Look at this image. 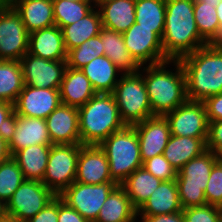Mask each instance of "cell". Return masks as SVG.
Masks as SVG:
<instances>
[{
  "label": "cell",
  "mask_w": 222,
  "mask_h": 222,
  "mask_svg": "<svg viewBox=\"0 0 222 222\" xmlns=\"http://www.w3.org/2000/svg\"><path fill=\"white\" fill-rule=\"evenodd\" d=\"M5 3L0 1V8L4 5Z\"/></svg>",
  "instance_id": "cell-54"
},
{
  "label": "cell",
  "mask_w": 222,
  "mask_h": 222,
  "mask_svg": "<svg viewBox=\"0 0 222 222\" xmlns=\"http://www.w3.org/2000/svg\"><path fill=\"white\" fill-rule=\"evenodd\" d=\"M186 79L190 101L204 102L222 93V47L207 44L179 59Z\"/></svg>",
  "instance_id": "cell-2"
},
{
  "label": "cell",
  "mask_w": 222,
  "mask_h": 222,
  "mask_svg": "<svg viewBox=\"0 0 222 222\" xmlns=\"http://www.w3.org/2000/svg\"><path fill=\"white\" fill-rule=\"evenodd\" d=\"M29 35L20 15L5 3L0 8V60L20 61L28 52Z\"/></svg>",
  "instance_id": "cell-11"
},
{
  "label": "cell",
  "mask_w": 222,
  "mask_h": 222,
  "mask_svg": "<svg viewBox=\"0 0 222 222\" xmlns=\"http://www.w3.org/2000/svg\"><path fill=\"white\" fill-rule=\"evenodd\" d=\"M205 3L214 4V7L220 2V0H202Z\"/></svg>",
  "instance_id": "cell-50"
},
{
  "label": "cell",
  "mask_w": 222,
  "mask_h": 222,
  "mask_svg": "<svg viewBox=\"0 0 222 222\" xmlns=\"http://www.w3.org/2000/svg\"><path fill=\"white\" fill-rule=\"evenodd\" d=\"M96 7L102 27L123 34L135 23V0H99Z\"/></svg>",
  "instance_id": "cell-23"
},
{
  "label": "cell",
  "mask_w": 222,
  "mask_h": 222,
  "mask_svg": "<svg viewBox=\"0 0 222 222\" xmlns=\"http://www.w3.org/2000/svg\"><path fill=\"white\" fill-rule=\"evenodd\" d=\"M75 181L84 184L115 182L110 175L106 154L99 145L80 147Z\"/></svg>",
  "instance_id": "cell-18"
},
{
  "label": "cell",
  "mask_w": 222,
  "mask_h": 222,
  "mask_svg": "<svg viewBox=\"0 0 222 222\" xmlns=\"http://www.w3.org/2000/svg\"><path fill=\"white\" fill-rule=\"evenodd\" d=\"M5 213L4 204L0 201V217Z\"/></svg>",
  "instance_id": "cell-51"
},
{
  "label": "cell",
  "mask_w": 222,
  "mask_h": 222,
  "mask_svg": "<svg viewBox=\"0 0 222 222\" xmlns=\"http://www.w3.org/2000/svg\"><path fill=\"white\" fill-rule=\"evenodd\" d=\"M59 91L62 104L77 108L86 104L96 94L84 73L70 67L65 70Z\"/></svg>",
  "instance_id": "cell-24"
},
{
  "label": "cell",
  "mask_w": 222,
  "mask_h": 222,
  "mask_svg": "<svg viewBox=\"0 0 222 222\" xmlns=\"http://www.w3.org/2000/svg\"><path fill=\"white\" fill-rule=\"evenodd\" d=\"M162 46L168 60H179L208 43L194 18V0H166Z\"/></svg>",
  "instance_id": "cell-3"
},
{
  "label": "cell",
  "mask_w": 222,
  "mask_h": 222,
  "mask_svg": "<svg viewBox=\"0 0 222 222\" xmlns=\"http://www.w3.org/2000/svg\"><path fill=\"white\" fill-rule=\"evenodd\" d=\"M78 113L82 145H100L112 133L126 126L112 93H96L78 108Z\"/></svg>",
  "instance_id": "cell-4"
},
{
  "label": "cell",
  "mask_w": 222,
  "mask_h": 222,
  "mask_svg": "<svg viewBox=\"0 0 222 222\" xmlns=\"http://www.w3.org/2000/svg\"><path fill=\"white\" fill-rule=\"evenodd\" d=\"M204 192L207 205L222 208V158L213 165Z\"/></svg>",
  "instance_id": "cell-38"
},
{
  "label": "cell",
  "mask_w": 222,
  "mask_h": 222,
  "mask_svg": "<svg viewBox=\"0 0 222 222\" xmlns=\"http://www.w3.org/2000/svg\"><path fill=\"white\" fill-rule=\"evenodd\" d=\"M142 167L161 181H171L177 178L178 171L168 162L163 154L144 161Z\"/></svg>",
  "instance_id": "cell-40"
},
{
  "label": "cell",
  "mask_w": 222,
  "mask_h": 222,
  "mask_svg": "<svg viewBox=\"0 0 222 222\" xmlns=\"http://www.w3.org/2000/svg\"><path fill=\"white\" fill-rule=\"evenodd\" d=\"M24 180V175L12 156L0 164V201L4 205Z\"/></svg>",
  "instance_id": "cell-37"
},
{
  "label": "cell",
  "mask_w": 222,
  "mask_h": 222,
  "mask_svg": "<svg viewBox=\"0 0 222 222\" xmlns=\"http://www.w3.org/2000/svg\"><path fill=\"white\" fill-rule=\"evenodd\" d=\"M164 28H145L134 23L126 32L123 39L128 52L141 65H155L168 59L162 46Z\"/></svg>",
  "instance_id": "cell-12"
},
{
  "label": "cell",
  "mask_w": 222,
  "mask_h": 222,
  "mask_svg": "<svg viewBox=\"0 0 222 222\" xmlns=\"http://www.w3.org/2000/svg\"><path fill=\"white\" fill-rule=\"evenodd\" d=\"M14 115V104L0 101V135H7Z\"/></svg>",
  "instance_id": "cell-45"
},
{
  "label": "cell",
  "mask_w": 222,
  "mask_h": 222,
  "mask_svg": "<svg viewBox=\"0 0 222 222\" xmlns=\"http://www.w3.org/2000/svg\"><path fill=\"white\" fill-rule=\"evenodd\" d=\"M101 42L104 47V55L108 57L123 74L139 72L142 66L128 52L122 33L102 27Z\"/></svg>",
  "instance_id": "cell-26"
},
{
  "label": "cell",
  "mask_w": 222,
  "mask_h": 222,
  "mask_svg": "<svg viewBox=\"0 0 222 222\" xmlns=\"http://www.w3.org/2000/svg\"><path fill=\"white\" fill-rule=\"evenodd\" d=\"M217 18L220 24V41L222 39V0L216 5Z\"/></svg>",
  "instance_id": "cell-48"
},
{
  "label": "cell",
  "mask_w": 222,
  "mask_h": 222,
  "mask_svg": "<svg viewBox=\"0 0 222 222\" xmlns=\"http://www.w3.org/2000/svg\"><path fill=\"white\" fill-rule=\"evenodd\" d=\"M117 186L116 182L84 184L74 181L59 197L88 222H95L107 197Z\"/></svg>",
  "instance_id": "cell-9"
},
{
  "label": "cell",
  "mask_w": 222,
  "mask_h": 222,
  "mask_svg": "<svg viewBox=\"0 0 222 222\" xmlns=\"http://www.w3.org/2000/svg\"><path fill=\"white\" fill-rule=\"evenodd\" d=\"M10 157L7 135H0V164Z\"/></svg>",
  "instance_id": "cell-47"
},
{
  "label": "cell",
  "mask_w": 222,
  "mask_h": 222,
  "mask_svg": "<svg viewBox=\"0 0 222 222\" xmlns=\"http://www.w3.org/2000/svg\"><path fill=\"white\" fill-rule=\"evenodd\" d=\"M136 220V221H135ZM137 209L118 185L107 197L95 222H137Z\"/></svg>",
  "instance_id": "cell-27"
},
{
  "label": "cell",
  "mask_w": 222,
  "mask_h": 222,
  "mask_svg": "<svg viewBox=\"0 0 222 222\" xmlns=\"http://www.w3.org/2000/svg\"><path fill=\"white\" fill-rule=\"evenodd\" d=\"M206 149L222 154V120L209 122Z\"/></svg>",
  "instance_id": "cell-41"
},
{
  "label": "cell",
  "mask_w": 222,
  "mask_h": 222,
  "mask_svg": "<svg viewBox=\"0 0 222 222\" xmlns=\"http://www.w3.org/2000/svg\"><path fill=\"white\" fill-rule=\"evenodd\" d=\"M28 53L50 61L66 60L62 29L54 25L31 32Z\"/></svg>",
  "instance_id": "cell-20"
},
{
  "label": "cell",
  "mask_w": 222,
  "mask_h": 222,
  "mask_svg": "<svg viewBox=\"0 0 222 222\" xmlns=\"http://www.w3.org/2000/svg\"><path fill=\"white\" fill-rule=\"evenodd\" d=\"M204 104L209 122L222 120V93L208 97Z\"/></svg>",
  "instance_id": "cell-44"
},
{
  "label": "cell",
  "mask_w": 222,
  "mask_h": 222,
  "mask_svg": "<svg viewBox=\"0 0 222 222\" xmlns=\"http://www.w3.org/2000/svg\"><path fill=\"white\" fill-rule=\"evenodd\" d=\"M0 1H2L4 3H8L10 0H0Z\"/></svg>",
  "instance_id": "cell-53"
},
{
  "label": "cell",
  "mask_w": 222,
  "mask_h": 222,
  "mask_svg": "<svg viewBox=\"0 0 222 222\" xmlns=\"http://www.w3.org/2000/svg\"><path fill=\"white\" fill-rule=\"evenodd\" d=\"M112 94L125 125L133 126L153 116L145 81L140 72L122 74Z\"/></svg>",
  "instance_id": "cell-7"
},
{
  "label": "cell",
  "mask_w": 222,
  "mask_h": 222,
  "mask_svg": "<svg viewBox=\"0 0 222 222\" xmlns=\"http://www.w3.org/2000/svg\"><path fill=\"white\" fill-rule=\"evenodd\" d=\"M68 1L80 2V1H94V0H68Z\"/></svg>",
  "instance_id": "cell-52"
},
{
  "label": "cell",
  "mask_w": 222,
  "mask_h": 222,
  "mask_svg": "<svg viewBox=\"0 0 222 222\" xmlns=\"http://www.w3.org/2000/svg\"><path fill=\"white\" fill-rule=\"evenodd\" d=\"M24 86L20 62L0 60V101L14 104Z\"/></svg>",
  "instance_id": "cell-32"
},
{
  "label": "cell",
  "mask_w": 222,
  "mask_h": 222,
  "mask_svg": "<svg viewBox=\"0 0 222 222\" xmlns=\"http://www.w3.org/2000/svg\"><path fill=\"white\" fill-rule=\"evenodd\" d=\"M169 122L171 135L208 138L209 121L204 102L187 100L172 112L165 115Z\"/></svg>",
  "instance_id": "cell-13"
},
{
  "label": "cell",
  "mask_w": 222,
  "mask_h": 222,
  "mask_svg": "<svg viewBox=\"0 0 222 222\" xmlns=\"http://www.w3.org/2000/svg\"><path fill=\"white\" fill-rule=\"evenodd\" d=\"M80 70L89 79L94 91L101 94L113 93L123 74L105 55L94 58Z\"/></svg>",
  "instance_id": "cell-25"
},
{
  "label": "cell",
  "mask_w": 222,
  "mask_h": 222,
  "mask_svg": "<svg viewBox=\"0 0 222 222\" xmlns=\"http://www.w3.org/2000/svg\"><path fill=\"white\" fill-rule=\"evenodd\" d=\"M58 222H88L77 210L69 207L58 196Z\"/></svg>",
  "instance_id": "cell-43"
},
{
  "label": "cell",
  "mask_w": 222,
  "mask_h": 222,
  "mask_svg": "<svg viewBox=\"0 0 222 222\" xmlns=\"http://www.w3.org/2000/svg\"><path fill=\"white\" fill-rule=\"evenodd\" d=\"M99 146L106 154L111 178L118 185L142 167L140 145L134 126L126 125L112 133Z\"/></svg>",
  "instance_id": "cell-5"
},
{
  "label": "cell",
  "mask_w": 222,
  "mask_h": 222,
  "mask_svg": "<svg viewBox=\"0 0 222 222\" xmlns=\"http://www.w3.org/2000/svg\"><path fill=\"white\" fill-rule=\"evenodd\" d=\"M218 44L222 47V39H221V41Z\"/></svg>",
  "instance_id": "cell-55"
},
{
  "label": "cell",
  "mask_w": 222,
  "mask_h": 222,
  "mask_svg": "<svg viewBox=\"0 0 222 222\" xmlns=\"http://www.w3.org/2000/svg\"><path fill=\"white\" fill-rule=\"evenodd\" d=\"M133 126L138 135L142 162L163 154L171 136L165 116H152Z\"/></svg>",
  "instance_id": "cell-17"
},
{
  "label": "cell",
  "mask_w": 222,
  "mask_h": 222,
  "mask_svg": "<svg viewBox=\"0 0 222 222\" xmlns=\"http://www.w3.org/2000/svg\"><path fill=\"white\" fill-rule=\"evenodd\" d=\"M0 222H19L17 221L16 219H14L13 217L7 215V214H3L1 217H0Z\"/></svg>",
  "instance_id": "cell-49"
},
{
  "label": "cell",
  "mask_w": 222,
  "mask_h": 222,
  "mask_svg": "<svg viewBox=\"0 0 222 222\" xmlns=\"http://www.w3.org/2000/svg\"><path fill=\"white\" fill-rule=\"evenodd\" d=\"M51 145H33L12 155L19 165L25 180L42 181L46 170Z\"/></svg>",
  "instance_id": "cell-29"
},
{
  "label": "cell",
  "mask_w": 222,
  "mask_h": 222,
  "mask_svg": "<svg viewBox=\"0 0 222 222\" xmlns=\"http://www.w3.org/2000/svg\"><path fill=\"white\" fill-rule=\"evenodd\" d=\"M8 3L20 15L29 33L56 25L52 0H10Z\"/></svg>",
  "instance_id": "cell-21"
},
{
  "label": "cell",
  "mask_w": 222,
  "mask_h": 222,
  "mask_svg": "<svg viewBox=\"0 0 222 222\" xmlns=\"http://www.w3.org/2000/svg\"><path fill=\"white\" fill-rule=\"evenodd\" d=\"M58 196L26 222H58Z\"/></svg>",
  "instance_id": "cell-42"
},
{
  "label": "cell",
  "mask_w": 222,
  "mask_h": 222,
  "mask_svg": "<svg viewBox=\"0 0 222 222\" xmlns=\"http://www.w3.org/2000/svg\"><path fill=\"white\" fill-rule=\"evenodd\" d=\"M45 121L52 145L81 144L77 107L61 103Z\"/></svg>",
  "instance_id": "cell-19"
},
{
  "label": "cell",
  "mask_w": 222,
  "mask_h": 222,
  "mask_svg": "<svg viewBox=\"0 0 222 222\" xmlns=\"http://www.w3.org/2000/svg\"><path fill=\"white\" fill-rule=\"evenodd\" d=\"M182 212L185 222H222V208L214 205L188 207Z\"/></svg>",
  "instance_id": "cell-39"
},
{
  "label": "cell",
  "mask_w": 222,
  "mask_h": 222,
  "mask_svg": "<svg viewBox=\"0 0 222 222\" xmlns=\"http://www.w3.org/2000/svg\"><path fill=\"white\" fill-rule=\"evenodd\" d=\"M52 3L55 24L61 29L79 21L96 7L95 1L52 0Z\"/></svg>",
  "instance_id": "cell-34"
},
{
  "label": "cell",
  "mask_w": 222,
  "mask_h": 222,
  "mask_svg": "<svg viewBox=\"0 0 222 222\" xmlns=\"http://www.w3.org/2000/svg\"><path fill=\"white\" fill-rule=\"evenodd\" d=\"M166 0H135V22L140 27L164 28Z\"/></svg>",
  "instance_id": "cell-35"
},
{
  "label": "cell",
  "mask_w": 222,
  "mask_h": 222,
  "mask_svg": "<svg viewBox=\"0 0 222 222\" xmlns=\"http://www.w3.org/2000/svg\"><path fill=\"white\" fill-rule=\"evenodd\" d=\"M194 18L200 36L208 44L220 42V24L214 4L194 0Z\"/></svg>",
  "instance_id": "cell-33"
},
{
  "label": "cell",
  "mask_w": 222,
  "mask_h": 222,
  "mask_svg": "<svg viewBox=\"0 0 222 222\" xmlns=\"http://www.w3.org/2000/svg\"><path fill=\"white\" fill-rule=\"evenodd\" d=\"M101 29V15L97 7L79 21L64 26L62 33L67 52L80 46L88 39L99 35Z\"/></svg>",
  "instance_id": "cell-30"
},
{
  "label": "cell",
  "mask_w": 222,
  "mask_h": 222,
  "mask_svg": "<svg viewBox=\"0 0 222 222\" xmlns=\"http://www.w3.org/2000/svg\"><path fill=\"white\" fill-rule=\"evenodd\" d=\"M220 158V154L206 150L178 171L176 183L183 209L207 205L204 191L213 165Z\"/></svg>",
  "instance_id": "cell-6"
},
{
  "label": "cell",
  "mask_w": 222,
  "mask_h": 222,
  "mask_svg": "<svg viewBox=\"0 0 222 222\" xmlns=\"http://www.w3.org/2000/svg\"><path fill=\"white\" fill-rule=\"evenodd\" d=\"M60 104L59 89L25 85L14 103V115L46 119Z\"/></svg>",
  "instance_id": "cell-16"
},
{
  "label": "cell",
  "mask_w": 222,
  "mask_h": 222,
  "mask_svg": "<svg viewBox=\"0 0 222 222\" xmlns=\"http://www.w3.org/2000/svg\"><path fill=\"white\" fill-rule=\"evenodd\" d=\"M182 210L176 180L162 181L137 210V216L172 214Z\"/></svg>",
  "instance_id": "cell-22"
},
{
  "label": "cell",
  "mask_w": 222,
  "mask_h": 222,
  "mask_svg": "<svg viewBox=\"0 0 222 222\" xmlns=\"http://www.w3.org/2000/svg\"><path fill=\"white\" fill-rule=\"evenodd\" d=\"M140 222H185L183 212H175L172 214H160L152 216H137Z\"/></svg>",
  "instance_id": "cell-46"
},
{
  "label": "cell",
  "mask_w": 222,
  "mask_h": 222,
  "mask_svg": "<svg viewBox=\"0 0 222 222\" xmlns=\"http://www.w3.org/2000/svg\"><path fill=\"white\" fill-rule=\"evenodd\" d=\"M55 197L41 181L24 180L4 205V211L19 222H26Z\"/></svg>",
  "instance_id": "cell-10"
},
{
  "label": "cell",
  "mask_w": 222,
  "mask_h": 222,
  "mask_svg": "<svg viewBox=\"0 0 222 222\" xmlns=\"http://www.w3.org/2000/svg\"><path fill=\"white\" fill-rule=\"evenodd\" d=\"M103 44L100 34L88 39L80 46L67 52V67L81 69L98 56H104Z\"/></svg>",
  "instance_id": "cell-36"
},
{
  "label": "cell",
  "mask_w": 222,
  "mask_h": 222,
  "mask_svg": "<svg viewBox=\"0 0 222 222\" xmlns=\"http://www.w3.org/2000/svg\"><path fill=\"white\" fill-rule=\"evenodd\" d=\"M162 181L143 167L136 169L120 186L125 190L132 205L138 210Z\"/></svg>",
  "instance_id": "cell-31"
},
{
  "label": "cell",
  "mask_w": 222,
  "mask_h": 222,
  "mask_svg": "<svg viewBox=\"0 0 222 222\" xmlns=\"http://www.w3.org/2000/svg\"><path fill=\"white\" fill-rule=\"evenodd\" d=\"M19 62L25 85L45 89L60 88L67 68L66 60L50 61L27 52Z\"/></svg>",
  "instance_id": "cell-14"
},
{
  "label": "cell",
  "mask_w": 222,
  "mask_h": 222,
  "mask_svg": "<svg viewBox=\"0 0 222 222\" xmlns=\"http://www.w3.org/2000/svg\"><path fill=\"white\" fill-rule=\"evenodd\" d=\"M206 150V143L201 138L171 135L163 155L179 171L188 161Z\"/></svg>",
  "instance_id": "cell-28"
},
{
  "label": "cell",
  "mask_w": 222,
  "mask_h": 222,
  "mask_svg": "<svg viewBox=\"0 0 222 222\" xmlns=\"http://www.w3.org/2000/svg\"><path fill=\"white\" fill-rule=\"evenodd\" d=\"M169 65L174 66L173 70L168 69ZM139 72L145 81L153 116H165L188 100L185 73L179 60L143 65Z\"/></svg>",
  "instance_id": "cell-1"
},
{
  "label": "cell",
  "mask_w": 222,
  "mask_h": 222,
  "mask_svg": "<svg viewBox=\"0 0 222 222\" xmlns=\"http://www.w3.org/2000/svg\"><path fill=\"white\" fill-rule=\"evenodd\" d=\"M82 144L51 145L50 154L41 181L59 196L76 179L77 160Z\"/></svg>",
  "instance_id": "cell-8"
},
{
  "label": "cell",
  "mask_w": 222,
  "mask_h": 222,
  "mask_svg": "<svg viewBox=\"0 0 222 222\" xmlns=\"http://www.w3.org/2000/svg\"><path fill=\"white\" fill-rule=\"evenodd\" d=\"M10 155L33 145H52L45 119L13 115L7 133Z\"/></svg>",
  "instance_id": "cell-15"
}]
</instances>
